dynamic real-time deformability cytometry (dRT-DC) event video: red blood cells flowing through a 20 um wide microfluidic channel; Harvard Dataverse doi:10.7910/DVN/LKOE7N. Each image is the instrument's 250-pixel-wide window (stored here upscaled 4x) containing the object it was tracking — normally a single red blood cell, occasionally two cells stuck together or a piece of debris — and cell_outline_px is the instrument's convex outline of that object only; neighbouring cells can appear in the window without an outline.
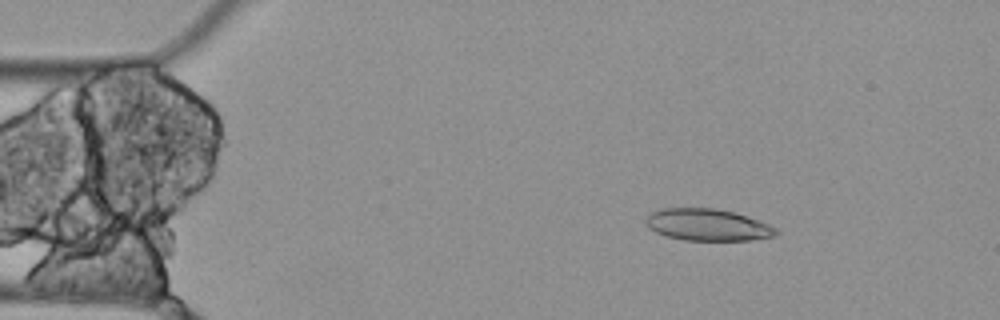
{"species": "Egyptian fruit bat (a non-hibernating species)", "species_latin": "Rousettus aegyptiacus", "temperature_condition": "cold", "stored_images_in_passage": 3, "camera_frame_rate_fps": 3000, "um_per_image_px": 0.085, "animal": {"sex": "female"}, "frame": {"image": 1, "passage_image": 1, "time_ms": 0.0, "image_size_px": [1000, 320], "cell_outline_px": [[780, 232], [776, 236], [752, 240], [684, 240], [664, 236], [648, 228], [644, 220], [652, 212], [660, 208], [716, 208], [732, 212], [760, 220], [776, 228]], "centroid_in_image_um": [60.14, 19.11], "position_along_channel_um": 24.9, "area_um2": 24.33}}